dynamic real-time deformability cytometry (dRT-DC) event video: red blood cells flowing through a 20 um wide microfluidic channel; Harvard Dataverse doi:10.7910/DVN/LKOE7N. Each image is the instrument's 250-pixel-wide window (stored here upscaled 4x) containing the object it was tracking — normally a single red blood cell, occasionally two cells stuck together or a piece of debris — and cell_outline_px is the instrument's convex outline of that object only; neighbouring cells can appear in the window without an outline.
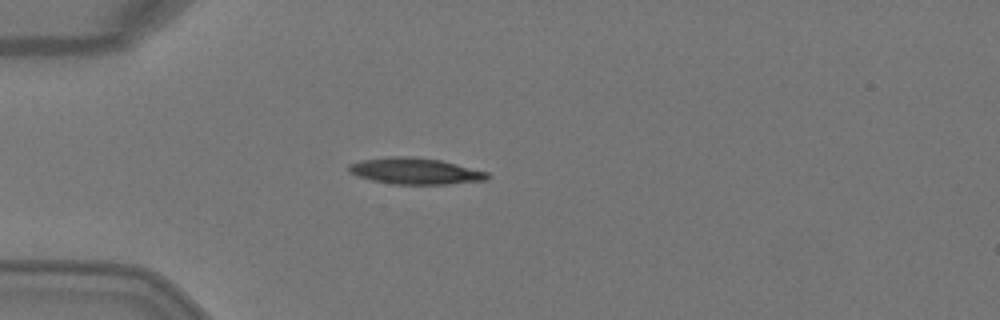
{"species": "Egyptian fruit bat (a non-hibernating species)", "species_latin": "Rousettus aegyptiacus", "temperature_condition": "warm", "stored_images_in_passage": 1, "camera_frame_rate_fps": 3000, "um_per_image_px": 0.085, "animal": {"sex": "female"}, "frame": {"image": 1, "passage_image": 1, "time_ms": 0.0, "image_size_px": [1000, 320], "cell_outline_px": [[488, 180], [448, 184], [392, 184], [372, 180], [348, 172], [348, 164], [360, 160], [392, 156], [408, 156], [440, 160], [488, 172]], "centroid_in_image_um": [35.27, 14.54], "position_along_channel_um": 49.7, "area_um2": 21.15}}